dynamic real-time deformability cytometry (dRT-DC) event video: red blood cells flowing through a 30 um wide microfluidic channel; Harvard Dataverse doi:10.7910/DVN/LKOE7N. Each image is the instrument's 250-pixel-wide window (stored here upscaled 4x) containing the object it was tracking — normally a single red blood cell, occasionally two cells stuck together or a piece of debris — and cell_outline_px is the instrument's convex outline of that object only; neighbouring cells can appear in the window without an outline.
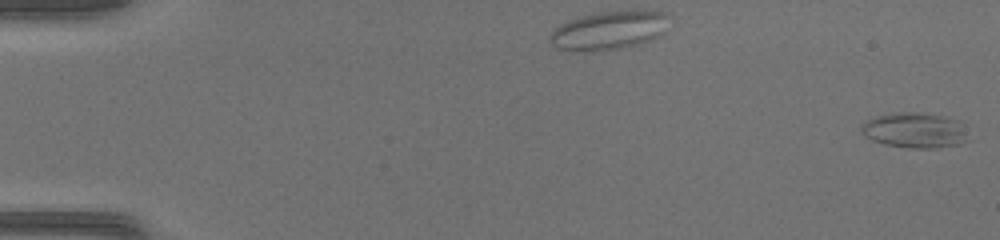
{"species": "common noctule bat (a hibernating species)", "species_latin": "Nyctalus noctula", "temperature_condition": "warm", "stored_images_in_passage": 50, "camera_frame_rate_fps": 3000, "um_per_image_px": 0.085, "animal": {"sex": "female", "body_mass_g": 17.0, "forearm_length_mm": 48.0}, "frame": {"image": 1, "passage_image": 1, "time_ms": 0.0, "image_size_px": [1000, 240], "cell_outline_px": [[964, 140], [956, 144], [932, 148], [912, 148], [884, 144], [872, 140], [864, 136], [860, 128], [860, 124], [864, 120], [876, 116], [900, 112], [920, 112], [940, 116], [956, 120]], "centroid_in_image_um": [77.56, 11.06], "position_along_channel_um": 7.4, "area_um2": 21.21}}
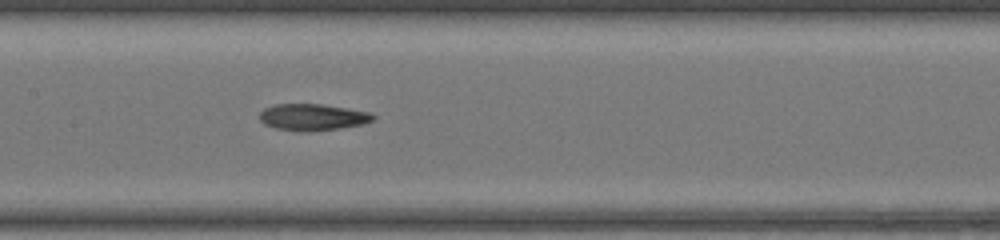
{"frame": {"image": 2, "passage_image": 26, "time_ms": 8.333, "image_size_px": [1000, 240], "cell_outline_px": [[376, 116], [372, 120], [364, 124], [340, 128], [308, 132], [276, 128], [264, 124], [260, 120], [260, 112], [264, 108], [276, 104], [320, 104], [368, 112]], "centroid_in_image_um": [26.55, 9.96], "position_along_channel_um": 180.8, "area_um2": 17.4}}
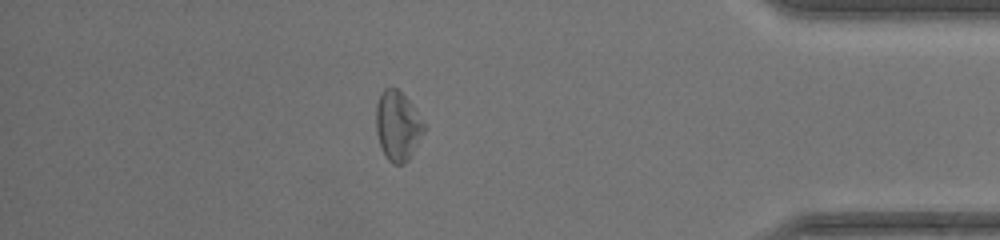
{"frame": {"image": 3, "passage_image": 44, "time_ms": 14.333, "image_size_px": [1000, 240], "cell_outline_px": [[424, 132], [412, 156], [404, 164], [392, 164], [388, 160], [380, 144], [376, 132], [376, 104], [380, 92], [384, 88], [396, 88], [408, 100], [424, 124]], "centroid_in_image_um": [33.78, 10.72], "position_along_channel_um": 401.4, "area_um2": 19.25}, "authors_computed_cell_mechanics": {"area_um2": 19.1607, "velocity_mm_per_s": 4.2587, "shape_relaxation_time_tau1_ms": null, "shape_relaxation_time_tau2_ms": 4.9846, "deformation_change_tau1": null, "deformation_change_tau2": 0.1659}}